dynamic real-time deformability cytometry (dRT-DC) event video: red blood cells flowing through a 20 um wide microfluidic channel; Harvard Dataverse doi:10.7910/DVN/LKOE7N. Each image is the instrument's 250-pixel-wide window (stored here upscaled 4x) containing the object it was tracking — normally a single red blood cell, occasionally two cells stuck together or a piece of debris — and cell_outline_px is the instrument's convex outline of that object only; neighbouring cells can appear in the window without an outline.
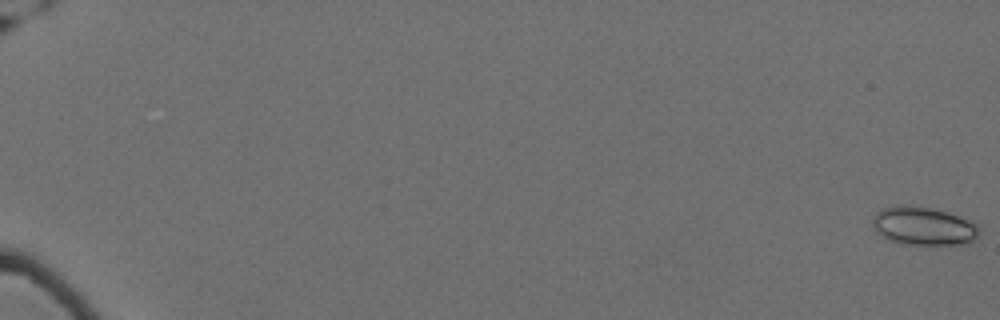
{"species": "Egyptian fruit bat (a non-hibernating species)", "species_latin": "Rousettus aegyptiacus", "temperature_condition": "cold", "stored_images_in_passage": 62, "camera_frame_rate_fps": 3000, "um_per_image_px": 0.085, "animal": {"sex": "female"}, "frame": {"image": 1, "passage_image": 1, "time_ms": 0.0, "image_size_px": [1000, 320], "cell_outline_px": [[976, 236], [972, 240], [960, 244], [900, 244], [880, 236], [872, 224], [872, 216], [880, 208], [896, 204], [900, 204], [928, 208], [948, 212], [968, 220], [976, 224]], "centroid_in_image_um": [78.37, 19.19], "position_along_channel_um": 6.6, "area_um2": 23.58}}
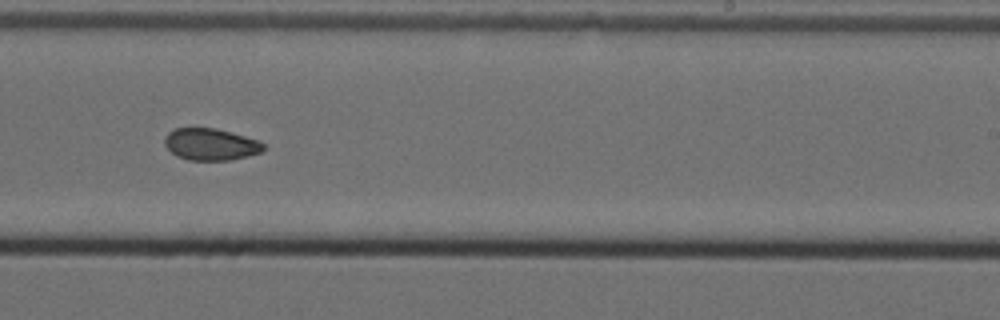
{"frame": {"image": 2, "passage_image": 42, "time_ms": 13.667, "image_size_px": [1000, 320], "cell_outline_px": [[264, 148], [260, 152], [248, 156], [228, 160], [188, 160], [176, 156], [164, 144], [164, 136], [168, 132], [176, 128], [216, 128], [244, 136], [256, 140], [264, 144]], "centroid_in_image_um": [17.86, 12.27], "position_along_channel_um": 271.1, "area_um2": 18.21}}
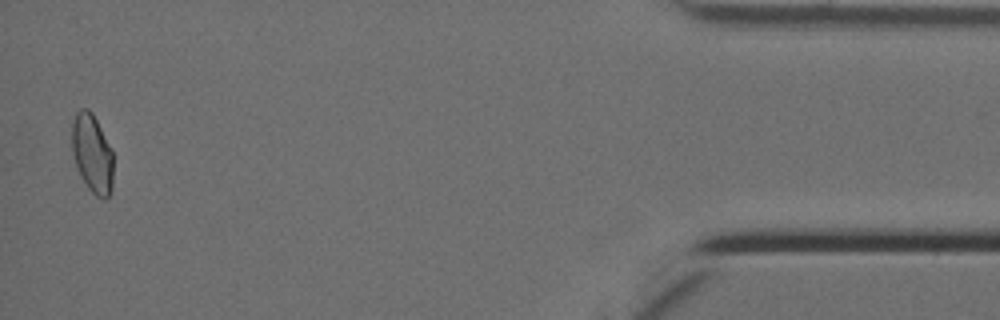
{"frame": {"image": 3, "passage_image": 61, "time_ms": 20.0, "image_size_px": [1000, 320], "cell_outline_px": [[112, 188], [108, 196], [104, 200], [96, 196], [88, 188], [76, 164], [72, 152], [72, 124], [76, 112], [80, 108], [88, 108], [92, 112], [112, 148]], "centroid_in_image_um": [7.84, 13.02], "position_along_channel_um": 427.4, "area_um2": 18.84}, "authors_computed_cell_mechanics": {"area_um2": 19.5075, "velocity_mm_per_s": 3.5088, "shape_relaxation_time_tau1_ms": null, "shape_relaxation_time_tau2_ms": 5.2124, "deformation_change_tau1": null, "deformation_change_tau2": 0.0781}}